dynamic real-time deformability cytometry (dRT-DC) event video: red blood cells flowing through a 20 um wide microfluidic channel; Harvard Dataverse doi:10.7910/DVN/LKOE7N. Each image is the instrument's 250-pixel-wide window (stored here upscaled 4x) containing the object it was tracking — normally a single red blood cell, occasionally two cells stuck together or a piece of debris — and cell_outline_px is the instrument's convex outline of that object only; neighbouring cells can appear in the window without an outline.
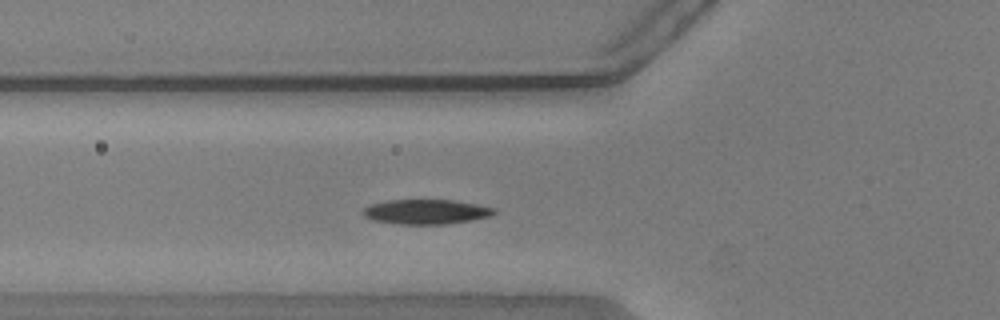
{"species": "common noctule bat (a hibernating species)", "species_latin": "Nyctalus noctula", "temperature_condition": "warm", "stored_images_in_passage": 40, "segment_of_instrument_passage": [1, 2], "camera_frame_rate_fps": 3000, "um_per_image_px": 0.085, "animal": {"sex": "male", "body_mass_g": 20.5, "forearm_length_mm": 52.5}, "frame": {"image": 1, "passage_image": 5, "time_ms": 1.333, "image_size_px": [1000, 320], "cell_outline_px": [[496, 212], [492, 216], [472, 220], [444, 224], [396, 224], [372, 220], [364, 216], [364, 208], [368, 204], [388, 200], [456, 200], [496, 208]], "centroid_in_image_um": [36.23, 18.0], "position_along_channel_um": 89.6, "area_um2": 19.02}}
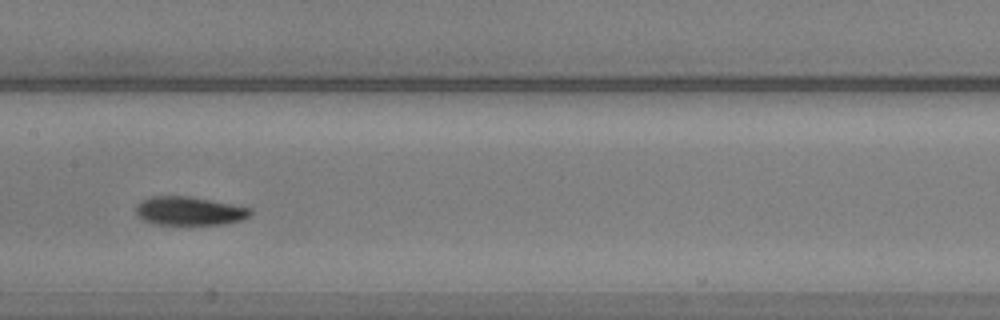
{"frame": {"image": 2, "passage_image": 13, "time_ms": 4.0, "image_size_px": [1000, 320], "cell_outline_px": [[252, 216], [240, 220], [224, 224], [152, 224], [144, 220], [136, 212], [136, 208], [140, 200], [152, 196], [188, 196], [232, 204], [252, 208]], "centroid_in_image_um": [16.11, 17.93], "position_along_channel_um": 191.3, "area_um2": 19.02}}
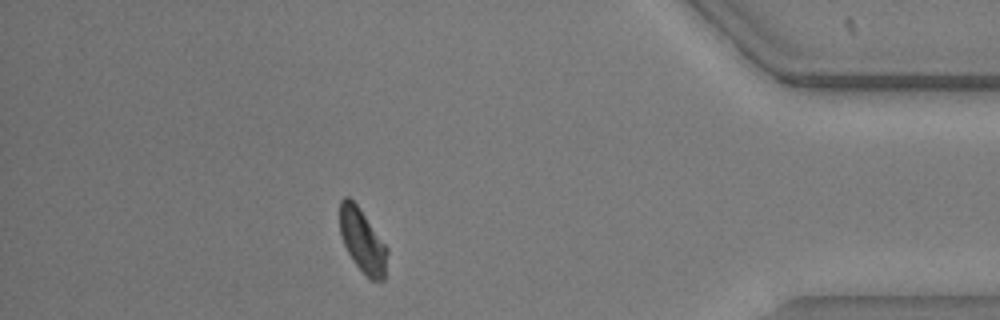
{"frame": {"image": 3, "passage_image": 33, "time_ms": 10.667, "image_size_px": [1000, 320], "cell_outline_px": [[388, 252], [384, 280], [372, 280], [352, 260], [344, 244], [340, 232], [340, 200], [344, 196], [348, 196], [360, 208], [388, 248]], "centroid_in_image_um": [30.81, 20.44], "position_along_channel_um": 404.4, "area_um2": 17.4}}